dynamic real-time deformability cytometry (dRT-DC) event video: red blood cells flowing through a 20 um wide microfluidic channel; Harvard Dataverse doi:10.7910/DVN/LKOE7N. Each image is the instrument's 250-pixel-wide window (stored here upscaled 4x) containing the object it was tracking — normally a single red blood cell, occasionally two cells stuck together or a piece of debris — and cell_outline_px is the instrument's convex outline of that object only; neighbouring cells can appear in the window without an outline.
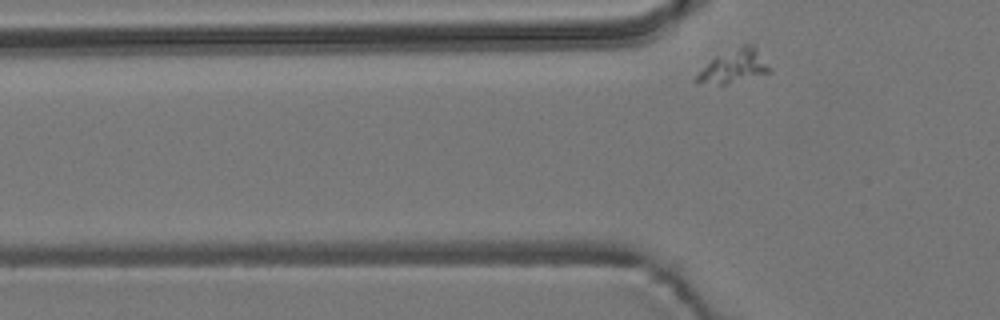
{"species": "common noctule bat (a hibernating species)", "species_latin": "Nyctalus noctula", "temperature_condition": "room temperature", "stored_images_in_passage": 5, "camera_frame_rate_fps": 3000, "um_per_image_px": 0.085, "animal": {"sex": "male", "body_mass_g": 19.2, "forearm_length_mm": 51.8}, "frame": {"image": 1, "passage_image": 5, "time_ms": 5.667, "image_size_px": [1000, 320], "cell_outline_px": [[772, 72], [724, 84], [720, 84], [696, 80], [696, 76], [716, 56], [744, 44], [752, 44], [756, 48], [772, 68]], "centroid_in_image_um": [62.49, 5.6], "position_along_channel_um": 63.3, "area_um2": 13.47}}